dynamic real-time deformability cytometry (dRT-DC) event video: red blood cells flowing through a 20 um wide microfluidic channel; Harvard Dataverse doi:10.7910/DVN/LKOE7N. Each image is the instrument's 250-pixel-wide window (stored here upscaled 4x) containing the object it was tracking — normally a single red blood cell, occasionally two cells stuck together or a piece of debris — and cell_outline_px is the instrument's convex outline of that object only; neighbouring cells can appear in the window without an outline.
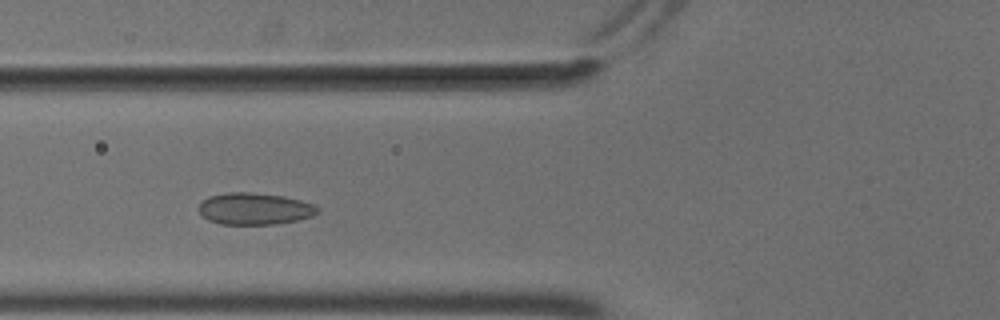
{"species": "common noctule bat (a hibernating species)", "species_latin": "Nyctalus noctula", "temperature_condition": "cold", "stored_images_in_passage": 44, "camera_frame_rate_fps": 3000, "um_per_image_px": 0.085, "animal": {"sex": "male", "body_mass_g": 18.8}, "frame": {"image": 1, "passage_image": 10, "time_ms": 3.0, "image_size_px": [1000, 320], "cell_outline_px": [[320, 208], [312, 216], [296, 220], [276, 224], [220, 224], [208, 220], [200, 212], [200, 204], [208, 196], [228, 192], [252, 192], [284, 196], [316, 204]], "centroid_in_image_um": [21.66, 17.73], "position_along_channel_um": 104.1, "area_um2": 21.96}}
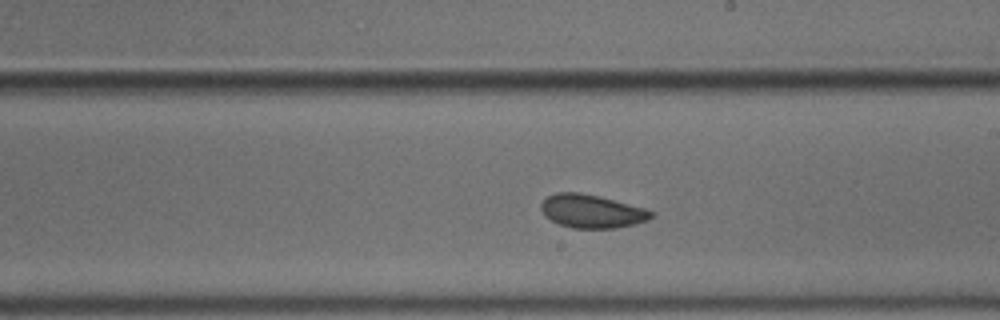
{"frame": {"image": 2, "passage_image": 21, "time_ms": 6.667, "image_size_px": [1000, 320], "cell_outline_px": [[652, 216], [648, 220], [616, 228], [572, 228], [560, 224], [544, 216], [540, 208], [540, 204], [548, 196], [556, 192], [580, 192], [600, 196], [644, 208], [652, 212]], "centroid_in_image_um": [50.25, 17.95], "position_along_channel_um": 238.7, "area_um2": 21.27}}
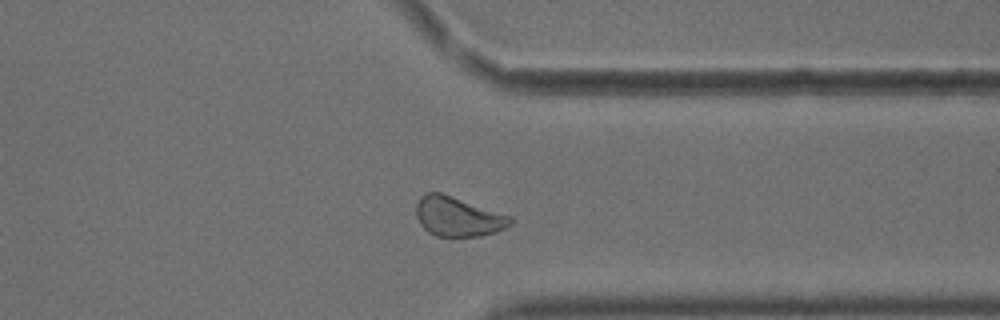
{"frame": {"image": 3, "passage_image": 32, "time_ms": 10.333, "image_size_px": [1000, 320], "cell_outline_px": [[512, 224], [496, 232], [480, 236], [452, 240], [436, 236], [428, 232], [420, 224], [416, 216], [416, 204], [420, 196], [428, 192], [440, 192], [512, 216]], "centroid_in_image_um": [38.91, 18.46], "position_along_channel_um": 372.5, "area_um2": 22.37}, "authors_computed_cell_mechanics": {"area_um2": 21.8773, "velocity_mm_per_s": 3.6607, "shape_relaxation_time_tau1_ms": 8.1392, "shape_relaxation_time_tau2_ms": 1.3131, "deformation_change_tau1": 0.0843, "deformation_change_tau2": 0.0475}}